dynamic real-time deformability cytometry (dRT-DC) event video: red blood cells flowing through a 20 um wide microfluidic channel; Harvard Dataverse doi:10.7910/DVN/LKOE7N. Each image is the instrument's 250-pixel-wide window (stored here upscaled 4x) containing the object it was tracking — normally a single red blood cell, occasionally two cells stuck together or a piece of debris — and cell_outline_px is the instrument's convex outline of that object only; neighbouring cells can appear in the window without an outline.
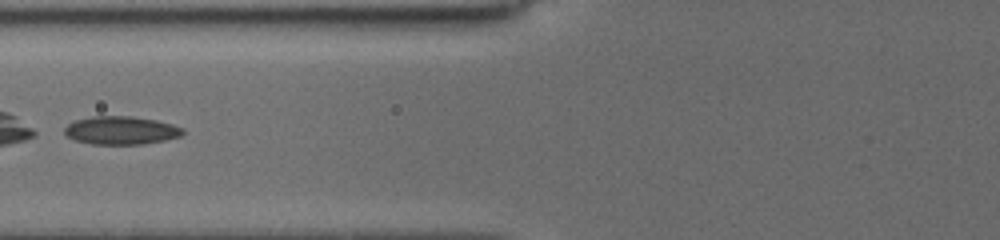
{"species": "common noctule bat (a hibernating species)", "species_latin": "Nyctalus noctula", "temperature_condition": "cold", "stored_images_in_passage": 24, "camera_frame_rate_fps": 3000, "um_per_image_px": 0.085, "animal": {"sex": "female", "body_mass_g": 19.5, "forearm_length_mm": 54.1}, "frame": {"image": 1, "passage_image": 23, "time_ms": 7.333, "image_size_px": [1000, 240], "cell_outline_px": [[184, 132], [180, 136], [164, 140], [144, 144], [92, 144], [76, 140], [68, 136], [64, 132], [64, 128], [68, 124], [76, 120], [92, 116], [132, 116], [156, 120], [172, 124], [184, 128]], "centroid_in_image_um": [10.3, 11.08], "position_along_channel_um": 115.5, "area_um2": 19.36}}